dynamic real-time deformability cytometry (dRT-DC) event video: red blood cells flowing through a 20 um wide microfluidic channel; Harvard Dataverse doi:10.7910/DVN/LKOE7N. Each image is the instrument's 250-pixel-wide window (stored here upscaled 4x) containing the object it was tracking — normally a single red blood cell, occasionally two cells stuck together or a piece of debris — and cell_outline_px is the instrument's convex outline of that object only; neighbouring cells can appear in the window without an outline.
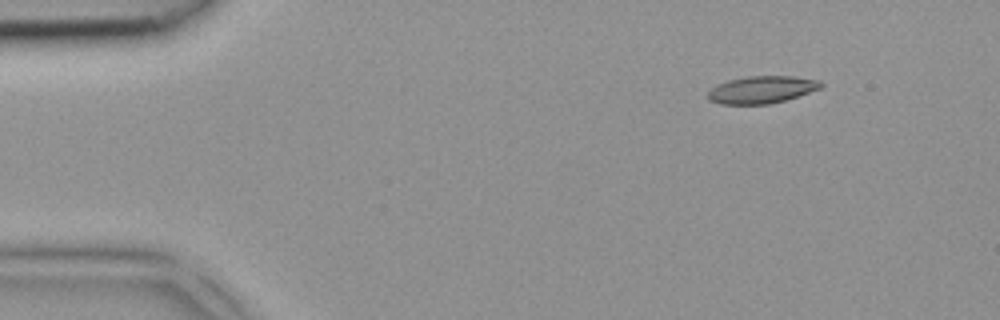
{"species": "common noctule bat (a hibernating species)", "species_latin": "Nyctalus noctula", "temperature_condition": "room temperature", "stored_images_in_passage": 4, "segment_of_instrument_passage": [1, 2], "camera_frame_rate_fps": 3000, "um_per_image_px": 0.085, "animal": {"sex": "female", "body_mass_g": 18.4}, "frame": {"image": 1, "passage_image": 1, "time_ms": 0.0, "image_size_px": [1000, 320], "cell_outline_px": [[824, 84], [820, 88], [784, 100], [768, 104], [720, 104], [708, 100], [708, 92], [716, 84], [728, 80], [748, 76], [792, 76], [820, 80]], "centroid_in_image_um": [64.71, 7.61], "position_along_channel_um": 20.3, "area_um2": 17.86}}